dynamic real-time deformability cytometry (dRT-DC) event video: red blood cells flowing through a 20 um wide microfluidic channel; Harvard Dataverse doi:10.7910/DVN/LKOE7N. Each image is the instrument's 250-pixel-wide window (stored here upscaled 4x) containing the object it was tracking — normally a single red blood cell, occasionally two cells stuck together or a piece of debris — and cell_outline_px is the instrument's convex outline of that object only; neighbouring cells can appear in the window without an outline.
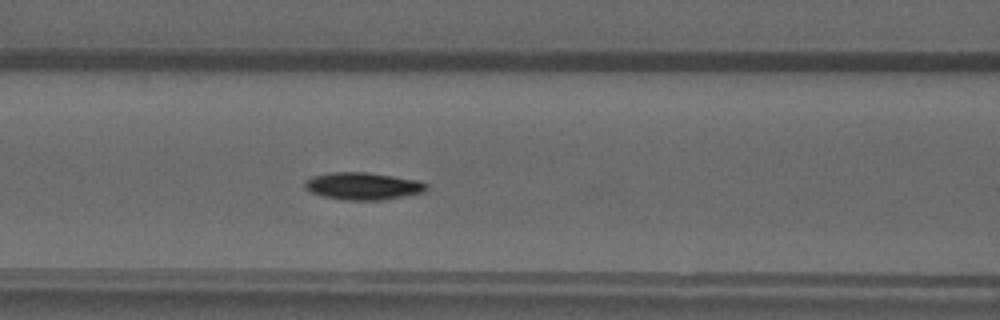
{"species": "common noctule bat (a hibernating species)", "species_latin": "Nyctalus noctula", "temperature_condition": "warm", "stored_images_in_passage": 49, "camera_frame_rate_fps": 3000, "um_per_image_px": 0.085, "animal": {"sex": "male", "forearm_length_mm": 52.5}, "frame": {"image": 1, "passage_image": 21, "time_ms": 6.667, "image_size_px": [1000, 320], "cell_outline_px": [[428, 188], [424, 192], [384, 200], [344, 200], [324, 196], [308, 192], [304, 188], [304, 184], [312, 176], [332, 172], [368, 172], [420, 180], [428, 184]], "centroid_in_image_um": [30.87, 15.81], "position_along_channel_um": 135.7, "area_um2": 19.54}}
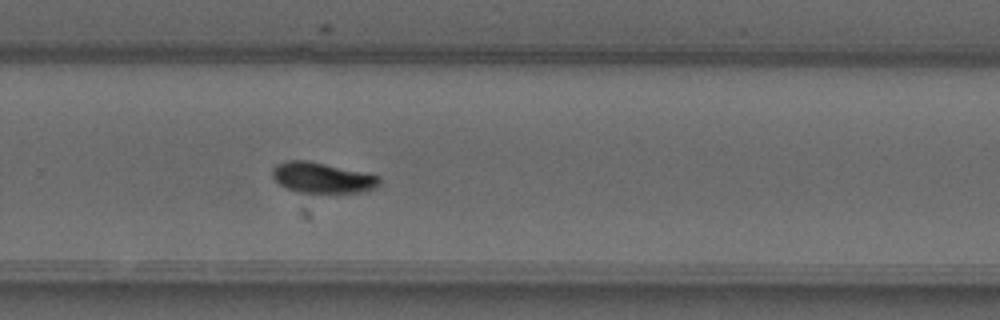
{"frame": {"image": 2, "passage_image": 33, "time_ms": 10.667, "image_size_px": [1000, 320], "cell_outline_px": [[380, 184], [376, 188], [368, 192], [296, 192], [280, 184], [272, 176], [272, 168], [276, 164], [288, 160], [304, 160], [324, 164], [380, 176]], "centroid_in_image_um": [27.4, 15.11], "position_along_channel_um": 302.4, "area_um2": 18.84}}
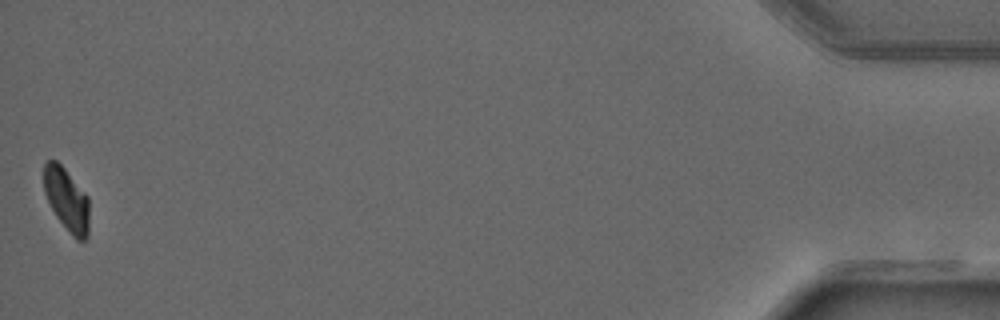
{"frame": {"image": 3, "passage_image": 49, "time_ms": 16.0, "image_size_px": [1000, 320], "cell_outline_px": [[88, 236], [84, 240], [76, 240], [72, 236], [56, 216], [44, 192], [44, 164], [48, 160], [56, 160], [64, 168], [88, 196]], "centroid_in_image_um": [5.67, 16.97], "position_along_channel_um": 429.5, "area_um2": 16.47}}